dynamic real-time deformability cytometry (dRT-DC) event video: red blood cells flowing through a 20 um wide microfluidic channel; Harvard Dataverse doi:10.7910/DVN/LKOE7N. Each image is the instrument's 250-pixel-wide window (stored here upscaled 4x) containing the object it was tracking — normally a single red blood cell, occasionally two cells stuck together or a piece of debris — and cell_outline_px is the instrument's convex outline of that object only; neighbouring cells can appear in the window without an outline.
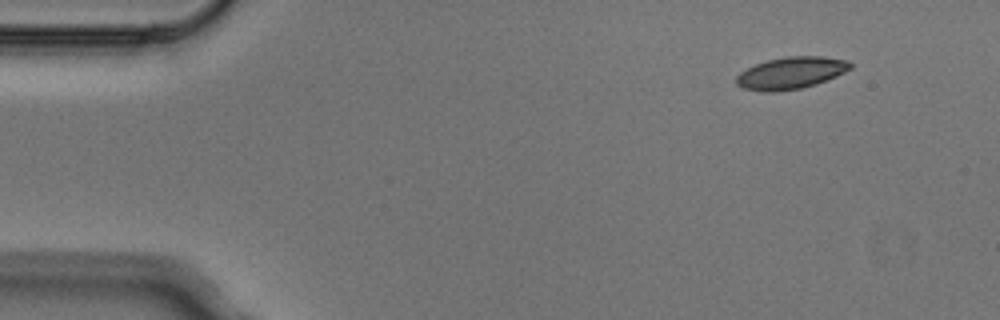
{"species": "Egyptian fruit bat (a non-hibernating species)", "species_latin": "Rousettus aegyptiacus", "temperature_condition": "cold", "stored_images_in_passage": 6, "camera_frame_rate_fps": 3000, "um_per_image_px": 0.085, "animal": {"sex": "male"}, "frame": {"image": 1, "passage_image": 1, "time_ms": 0.0, "image_size_px": [1000, 320], "cell_outline_px": [[852, 68], [836, 76], [816, 84], [800, 88], [776, 92], [764, 92], [744, 88], [736, 84], [736, 76], [740, 72], [756, 64], [768, 60], [788, 56], [824, 56], [848, 60], [852, 64]], "centroid_in_image_um": [67.24, 6.2], "position_along_channel_um": 17.8, "area_um2": 21.21}}
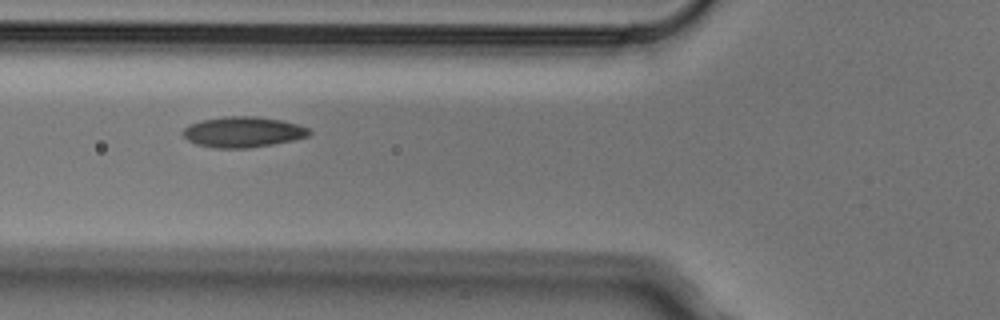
{"frame": {"image": 2, "passage_image": 4, "time_ms": 1.0, "image_size_px": [1000, 320], "cell_outline_px": [[312, 132], [308, 136], [292, 140], [272, 144], [248, 148], [216, 148], [196, 144], [188, 140], [184, 136], [184, 128], [188, 124], [204, 120], [228, 116], [256, 116], [284, 120], [308, 128]], "centroid_in_image_um": [20.66, 11.21], "position_along_channel_um": 105.1, "area_um2": 22.37}}
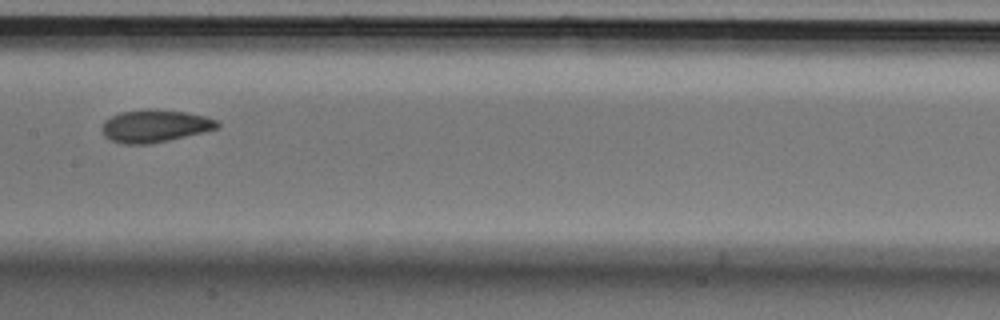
{"frame": {"image": 3, "passage_image": 6, "time_ms": 1.667, "image_size_px": [1000, 320], "cell_outline_px": [[220, 128], [204, 132], [152, 144], [120, 144], [104, 136], [100, 128], [104, 120], [120, 112], [184, 112], [204, 116], [216, 120], [220, 124]], "centroid_in_image_um": [13.15, 10.77], "position_along_channel_um": 194.2, "area_um2": 21.15}}